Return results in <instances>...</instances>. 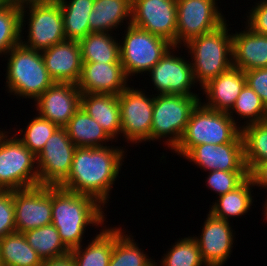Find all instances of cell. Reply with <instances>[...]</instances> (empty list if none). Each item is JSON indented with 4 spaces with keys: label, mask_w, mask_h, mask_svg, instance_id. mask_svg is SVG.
<instances>
[{
    "label": "cell",
    "mask_w": 267,
    "mask_h": 266,
    "mask_svg": "<svg viewBox=\"0 0 267 266\" xmlns=\"http://www.w3.org/2000/svg\"><path fill=\"white\" fill-rule=\"evenodd\" d=\"M125 148L114 145L77 147L67 179L60 185L68 191L88 195L107 208L110 191L126 157ZM106 205V206H105Z\"/></svg>",
    "instance_id": "1"
},
{
    "label": "cell",
    "mask_w": 267,
    "mask_h": 266,
    "mask_svg": "<svg viewBox=\"0 0 267 266\" xmlns=\"http://www.w3.org/2000/svg\"><path fill=\"white\" fill-rule=\"evenodd\" d=\"M104 208L88 195L52 186V224L69 250L82 244L88 226L104 227Z\"/></svg>",
    "instance_id": "2"
},
{
    "label": "cell",
    "mask_w": 267,
    "mask_h": 266,
    "mask_svg": "<svg viewBox=\"0 0 267 266\" xmlns=\"http://www.w3.org/2000/svg\"><path fill=\"white\" fill-rule=\"evenodd\" d=\"M227 21L184 45L190 56L195 82L202 88L233 66L232 33ZM199 82V83H198Z\"/></svg>",
    "instance_id": "3"
},
{
    "label": "cell",
    "mask_w": 267,
    "mask_h": 266,
    "mask_svg": "<svg viewBox=\"0 0 267 266\" xmlns=\"http://www.w3.org/2000/svg\"><path fill=\"white\" fill-rule=\"evenodd\" d=\"M4 57L7 58L5 87L9 95L35 101L55 82L45 67L41 51L20 43Z\"/></svg>",
    "instance_id": "4"
},
{
    "label": "cell",
    "mask_w": 267,
    "mask_h": 266,
    "mask_svg": "<svg viewBox=\"0 0 267 266\" xmlns=\"http://www.w3.org/2000/svg\"><path fill=\"white\" fill-rule=\"evenodd\" d=\"M240 133L241 128L228 113L209 109L200 101L192 110L185 132L172 152L184 157L194 146L229 143Z\"/></svg>",
    "instance_id": "5"
},
{
    "label": "cell",
    "mask_w": 267,
    "mask_h": 266,
    "mask_svg": "<svg viewBox=\"0 0 267 266\" xmlns=\"http://www.w3.org/2000/svg\"><path fill=\"white\" fill-rule=\"evenodd\" d=\"M154 94L151 135L147 142H159L162 138L163 144L173 151L185 132L192 110L202 99L199 96Z\"/></svg>",
    "instance_id": "6"
},
{
    "label": "cell",
    "mask_w": 267,
    "mask_h": 266,
    "mask_svg": "<svg viewBox=\"0 0 267 266\" xmlns=\"http://www.w3.org/2000/svg\"><path fill=\"white\" fill-rule=\"evenodd\" d=\"M0 132V190L14 191L39 185L36 156L17 135Z\"/></svg>",
    "instance_id": "7"
},
{
    "label": "cell",
    "mask_w": 267,
    "mask_h": 266,
    "mask_svg": "<svg viewBox=\"0 0 267 266\" xmlns=\"http://www.w3.org/2000/svg\"><path fill=\"white\" fill-rule=\"evenodd\" d=\"M125 28V36L120 40V62L124 72L128 79L136 74H148L173 44L132 24Z\"/></svg>",
    "instance_id": "8"
},
{
    "label": "cell",
    "mask_w": 267,
    "mask_h": 266,
    "mask_svg": "<svg viewBox=\"0 0 267 266\" xmlns=\"http://www.w3.org/2000/svg\"><path fill=\"white\" fill-rule=\"evenodd\" d=\"M20 13V43L25 47L42 51L66 40L61 5L59 2L28 5L21 8ZM25 25H28L27 31L25 30L26 33L28 32L26 39H24V33H22L24 32Z\"/></svg>",
    "instance_id": "9"
},
{
    "label": "cell",
    "mask_w": 267,
    "mask_h": 266,
    "mask_svg": "<svg viewBox=\"0 0 267 266\" xmlns=\"http://www.w3.org/2000/svg\"><path fill=\"white\" fill-rule=\"evenodd\" d=\"M145 90L127 86L119 95L121 116V136L125 142H147L151 135L154 96L146 95Z\"/></svg>",
    "instance_id": "10"
},
{
    "label": "cell",
    "mask_w": 267,
    "mask_h": 266,
    "mask_svg": "<svg viewBox=\"0 0 267 266\" xmlns=\"http://www.w3.org/2000/svg\"><path fill=\"white\" fill-rule=\"evenodd\" d=\"M216 1L176 0L177 47H183L190 40L217 29L227 21Z\"/></svg>",
    "instance_id": "11"
},
{
    "label": "cell",
    "mask_w": 267,
    "mask_h": 266,
    "mask_svg": "<svg viewBox=\"0 0 267 266\" xmlns=\"http://www.w3.org/2000/svg\"><path fill=\"white\" fill-rule=\"evenodd\" d=\"M76 148L65 127H58L36 156L39 185L60 186L69 175Z\"/></svg>",
    "instance_id": "12"
},
{
    "label": "cell",
    "mask_w": 267,
    "mask_h": 266,
    "mask_svg": "<svg viewBox=\"0 0 267 266\" xmlns=\"http://www.w3.org/2000/svg\"><path fill=\"white\" fill-rule=\"evenodd\" d=\"M177 48L181 47L172 46L148 72L152 86L157 91L156 95L199 96L200 93L197 94L191 90V87L193 89L197 83L193 75L190 58L187 61L185 56L174 54Z\"/></svg>",
    "instance_id": "13"
},
{
    "label": "cell",
    "mask_w": 267,
    "mask_h": 266,
    "mask_svg": "<svg viewBox=\"0 0 267 266\" xmlns=\"http://www.w3.org/2000/svg\"><path fill=\"white\" fill-rule=\"evenodd\" d=\"M16 232L52 224V186L14 190Z\"/></svg>",
    "instance_id": "14"
},
{
    "label": "cell",
    "mask_w": 267,
    "mask_h": 266,
    "mask_svg": "<svg viewBox=\"0 0 267 266\" xmlns=\"http://www.w3.org/2000/svg\"><path fill=\"white\" fill-rule=\"evenodd\" d=\"M176 0H132L131 24L176 46Z\"/></svg>",
    "instance_id": "15"
},
{
    "label": "cell",
    "mask_w": 267,
    "mask_h": 266,
    "mask_svg": "<svg viewBox=\"0 0 267 266\" xmlns=\"http://www.w3.org/2000/svg\"><path fill=\"white\" fill-rule=\"evenodd\" d=\"M183 158L203 171H248L244 160L241 133L225 144H200L194 146Z\"/></svg>",
    "instance_id": "16"
},
{
    "label": "cell",
    "mask_w": 267,
    "mask_h": 266,
    "mask_svg": "<svg viewBox=\"0 0 267 266\" xmlns=\"http://www.w3.org/2000/svg\"><path fill=\"white\" fill-rule=\"evenodd\" d=\"M81 92L77 84L54 82L35 100L38 115L58 127H65L80 108Z\"/></svg>",
    "instance_id": "17"
},
{
    "label": "cell",
    "mask_w": 267,
    "mask_h": 266,
    "mask_svg": "<svg viewBox=\"0 0 267 266\" xmlns=\"http://www.w3.org/2000/svg\"><path fill=\"white\" fill-rule=\"evenodd\" d=\"M230 224L231 222L216 218L208 212L201 235L194 236L207 266H223L230 258L235 240Z\"/></svg>",
    "instance_id": "18"
},
{
    "label": "cell",
    "mask_w": 267,
    "mask_h": 266,
    "mask_svg": "<svg viewBox=\"0 0 267 266\" xmlns=\"http://www.w3.org/2000/svg\"><path fill=\"white\" fill-rule=\"evenodd\" d=\"M129 80L121 63L82 62L77 87L81 93L119 95Z\"/></svg>",
    "instance_id": "19"
},
{
    "label": "cell",
    "mask_w": 267,
    "mask_h": 266,
    "mask_svg": "<svg viewBox=\"0 0 267 266\" xmlns=\"http://www.w3.org/2000/svg\"><path fill=\"white\" fill-rule=\"evenodd\" d=\"M45 67L55 82L77 84L82 72L78 41L65 40L41 51Z\"/></svg>",
    "instance_id": "20"
},
{
    "label": "cell",
    "mask_w": 267,
    "mask_h": 266,
    "mask_svg": "<svg viewBox=\"0 0 267 266\" xmlns=\"http://www.w3.org/2000/svg\"><path fill=\"white\" fill-rule=\"evenodd\" d=\"M245 85L244 71L232 66L202 88L206 102L201 103L209 109L228 113Z\"/></svg>",
    "instance_id": "21"
},
{
    "label": "cell",
    "mask_w": 267,
    "mask_h": 266,
    "mask_svg": "<svg viewBox=\"0 0 267 266\" xmlns=\"http://www.w3.org/2000/svg\"><path fill=\"white\" fill-rule=\"evenodd\" d=\"M233 67L242 71L267 68V36L249 27L232 33Z\"/></svg>",
    "instance_id": "22"
},
{
    "label": "cell",
    "mask_w": 267,
    "mask_h": 266,
    "mask_svg": "<svg viewBox=\"0 0 267 266\" xmlns=\"http://www.w3.org/2000/svg\"><path fill=\"white\" fill-rule=\"evenodd\" d=\"M80 107L116 142L121 136V116L118 95L82 93Z\"/></svg>",
    "instance_id": "23"
},
{
    "label": "cell",
    "mask_w": 267,
    "mask_h": 266,
    "mask_svg": "<svg viewBox=\"0 0 267 266\" xmlns=\"http://www.w3.org/2000/svg\"><path fill=\"white\" fill-rule=\"evenodd\" d=\"M88 18L91 32L112 33L124 23L131 24L132 0H94Z\"/></svg>",
    "instance_id": "24"
},
{
    "label": "cell",
    "mask_w": 267,
    "mask_h": 266,
    "mask_svg": "<svg viewBox=\"0 0 267 266\" xmlns=\"http://www.w3.org/2000/svg\"><path fill=\"white\" fill-rule=\"evenodd\" d=\"M68 137L76 147L98 148L108 146L113 140L97 121L91 118L81 107L65 126ZM108 144H107V143Z\"/></svg>",
    "instance_id": "25"
},
{
    "label": "cell",
    "mask_w": 267,
    "mask_h": 266,
    "mask_svg": "<svg viewBox=\"0 0 267 266\" xmlns=\"http://www.w3.org/2000/svg\"><path fill=\"white\" fill-rule=\"evenodd\" d=\"M83 245L70 250L75 266H108L114 247V227L105 225L88 245Z\"/></svg>",
    "instance_id": "26"
},
{
    "label": "cell",
    "mask_w": 267,
    "mask_h": 266,
    "mask_svg": "<svg viewBox=\"0 0 267 266\" xmlns=\"http://www.w3.org/2000/svg\"><path fill=\"white\" fill-rule=\"evenodd\" d=\"M252 187H254L252 180L248 177L235 190L218 196V200L211 205L209 212L225 221L247 214L254 202Z\"/></svg>",
    "instance_id": "27"
},
{
    "label": "cell",
    "mask_w": 267,
    "mask_h": 266,
    "mask_svg": "<svg viewBox=\"0 0 267 266\" xmlns=\"http://www.w3.org/2000/svg\"><path fill=\"white\" fill-rule=\"evenodd\" d=\"M107 32H90L79 40L82 62L121 63L120 41Z\"/></svg>",
    "instance_id": "28"
},
{
    "label": "cell",
    "mask_w": 267,
    "mask_h": 266,
    "mask_svg": "<svg viewBox=\"0 0 267 266\" xmlns=\"http://www.w3.org/2000/svg\"><path fill=\"white\" fill-rule=\"evenodd\" d=\"M125 233V234H124ZM134 236L126 234L121 227H114V247L108 266H158L159 263L144 254ZM137 243V244H136Z\"/></svg>",
    "instance_id": "29"
},
{
    "label": "cell",
    "mask_w": 267,
    "mask_h": 266,
    "mask_svg": "<svg viewBox=\"0 0 267 266\" xmlns=\"http://www.w3.org/2000/svg\"><path fill=\"white\" fill-rule=\"evenodd\" d=\"M42 263L23 233L14 232L0 239L1 266H41Z\"/></svg>",
    "instance_id": "30"
},
{
    "label": "cell",
    "mask_w": 267,
    "mask_h": 266,
    "mask_svg": "<svg viewBox=\"0 0 267 266\" xmlns=\"http://www.w3.org/2000/svg\"><path fill=\"white\" fill-rule=\"evenodd\" d=\"M66 40L79 41L91 31L88 17L94 0H60Z\"/></svg>",
    "instance_id": "31"
},
{
    "label": "cell",
    "mask_w": 267,
    "mask_h": 266,
    "mask_svg": "<svg viewBox=\"0 0 267 266\" xmlns=\"http://www.w3.org/2000/svg\"><path fill=\"white\" fill-rule=\"evenodd\" d=\"M28 244L42 260L55 259L70 254L53 224L31 229L23 233Z\"/></svg>",
    "instance_id": "32"
},
{
    "label": "cell",
    "mask_w": 267,
    "mask_h": 266,
    "mask_svg": "<svg viewBox=\"0 0 267 266\" xmlns=\"http://www.w3.org/2000/svg\"><path fill=\"white\" fill-rule=\"evenodd\" d=\"M244 160L249 171L255 164L267 161V120L241 128Z\"/></svg>",
    "instance_id": "33"
},
{
    "label": "cell",
    "mask_w": 267,
    "mask_h": 266,
    "mask_svg": "<svg viewBox=\"0 0 267 266\" xmlns=\"http://www.w3.org/2000/svg\"><path fill=\"white\" fill-rule=\"evenodd\" d=\"M233 113L238 115V117L240 116L239 119L246 120V123L244 122L243 125H240L238 117L236 120L235 114ZM228 115L242 128L248 124L266 121L267 108L257 93L246 84L237 97L232 109L228 112Z\"/></svg>",
    "instance_id": "34"
},
{
    "label": "cell",
    "mask_w": 267,
    "mask_h": 266,
    "mask_svg": "<svg viewBox=\"0 0 267 266\" xmlns=\"http://www.w3.org/2000/svg\"><path fill=\"white\" fill-rule=\"evenodd\" d=\"M170 247L163 254L159 266H207L202 260L194 235L179 238Z\"/></svg>",
    "instance_id": "35"
},
{
    "label": "cell",
    "mask_w": 267,
    "mask_h": 266,
    "mask_svg": "<svg viewBox=\"0 0 267 266\" xmlns=\"http://www.w3.org/2000/svg\"><path fill=\"white\" fill-rule=\"evenodd\" d=\"M20 8L9 3L0 9V56H5L13 47L20 44Z\"/></svg>",
    "instance_id": "36"
},
{
    "label": "cell",
    "mask_w": 267,
    "mask_h": 266,
    "mask_svg": "<svg viewBox=\"0 0 267 266\" xmlns=\"http://www.w3.org/2000/svg\"><path fill=\"white\" fill-rule=\"evenodd\" d=\"M36 115L28 122L26 128L15 132V135L19 136L17 138L28 147L35 156L41 152L47 140L58 128L56 124L41 118L37 113ZM19 133L21 135L24 134L21 136Z\"/></svg>",
    "instance_id": "37"
},
{
    "label": "cell",
    "mask_w": 267,
    "mask_h": 266,
    "mask_svg": "<svg viewBox=\"0 0 267 266\" xmlns=\"http://www.w3.org/2000/svg\"><path fill=\"white\" fill-rule=\"evenodd\" d=\"M208 173L205 181L206 186L214 191L216 196L235 190L248 178V171L212 170Z\"/></svg>",
    "instance_id": "38"
},
{
    "label": "cell",
    "mask_w": 267,
    "mask_h": 266,
    "mask_svg": "<svg viewBox=\"0 0 267 266\" xmlns=\"http://www.w3.org/2000/svg\"><path fill=\"white\" fill-rule=\"evenodd\" d=\"M14 191L0 190V239L16 232Z\"/></svg>",
    "instance_id": "39"
},
{
    "label": "cell",
    "mask_w": 267,
    "mask_h": 266,
    "mask_svg": "<svg viewBox=\"0 0 267 266\" xmlns=\"http://www.w3.org/2000/svg\"><path fill=\"white\" fill-rule=\"evenodd\" d=\"M258 2V3H257ZM254 2L244 22L253 32L267 36V0Z\"/></svg>",
    "instance_id": "40"
},
{
    "label": "cell",
    "mask_w": 267,
    "mask_h": 266,
    "mask_svg": "<svg viewBox=\"0 0 267 266\" xmlns=\"http://www.w3.org/2000/svg\"><path fill=\"white\" fill-rule=\"evenodd\" d=\"M244 74L246 84L257 93L267 108V68L251 69Z\"/></svg>",
    "instance_id": "41"
},
{
    "label": "cell",
    "mask_w": 267,
    "mask_h": 266,
    "mask_svg": "<svg viewBox=\"0 0 267 266\" xmlns=\"http://www.w3.org/2000/svg\"><path fill=\"white\" fill-rule=\"evenodd\" d=\"M248 177L252 180L254 187L266 188L267 190V161L255 164L248 171Z\"/></svg>",
    "instance_id": "42"
},
{
    "label": "cell",
    "mask_w": 267,
    "mask_h": 266,
    "mask_svg": "<svg viewBox=\"0 0 267 266\" xmlns=\"http://www.w3.org/2000/svg\"><path fill=\"white\" fill-rule=\"evenodd\" d=\"M41 266H75V263L71 254H68L60 258L43 260Z\"/></svg>",
    "instance_id": "43"
},
{
    "label": "cell",
    "mask_w": 267,
    "mask_h": 266,
    "mask_svg": "<svg viewBox=\"0 0 267 266\" xmlns=\"http://www.w3.org/2000/svg\"><path fill=\"white\" fill-rule=\"evenodd\" d=\"M60 0H9L10 3L14 4L18 8H23L32 4H46V3H55Z\"/></svg>",
    "instance_id": "44"
},
{
    "label": "cell",
    "mask_w": 267,
    "mask_h": 266,
    "mask_svg": "<svg viewBox=\"0 0 267 266\" xmlns=\"http://www.w3.org/2000/svg\"><path fill=\"white\" fill-rule=\"evenodd\" d=\"M263 210H264V220L266 221L267 220V199L265 200V202H264V205H263V208H262Z\"/></svg>",
    "instance_id": "45"
},
{
    "label": "cell",
    "mask_w": 267,
    "mask_h": 266,
    "mask_svg": "<svg viewBox=\"0 0 267 266\" xmlns=\"http://www.w3.org/2000/svg\"><path fill=\"white\" fill-rule=\"evenodd\" d=\"M9 0H0V9L4 8L9 4Z\"/></svg>",
    "instance_id": "46"
}]
</instances>
